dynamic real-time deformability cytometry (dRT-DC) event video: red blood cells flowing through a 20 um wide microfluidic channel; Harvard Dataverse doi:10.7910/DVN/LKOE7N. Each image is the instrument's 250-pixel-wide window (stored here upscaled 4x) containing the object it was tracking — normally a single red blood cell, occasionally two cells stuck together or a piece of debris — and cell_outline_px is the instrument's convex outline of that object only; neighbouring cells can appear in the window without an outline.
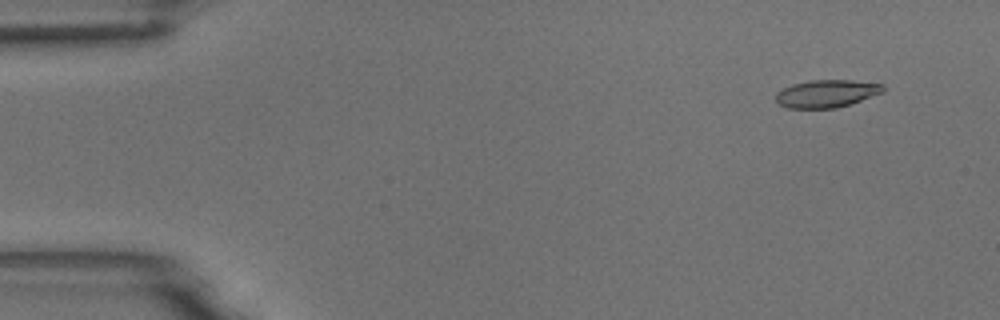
{"species": "common noctule bat (a hibernating species)", "species_latin": "Nyctalus noctula", "temperature_condition": "room temperature", "stored_images_in_passage": 55, "camera_frame_rate_fps": 3000, "um_per_image_px": 0.085, "animal": {"sex": "male", "body_mass_g": 18.8}, "frame": {"image": 1, "passage_image": 5, "time_ms": 1.333, "image_size_px": [1000, 320], "cell_outline_px": [[884, 92], [836, 108], [788, 108], [780, 104], [776, 100], [776, 92], [792, 84], [808, 80], [852, 80], [884, 84]], "centroid_in_image_um": [70.25, 7.94], "position_along_channel_um": 14.7, "area_um2": 17.17}}
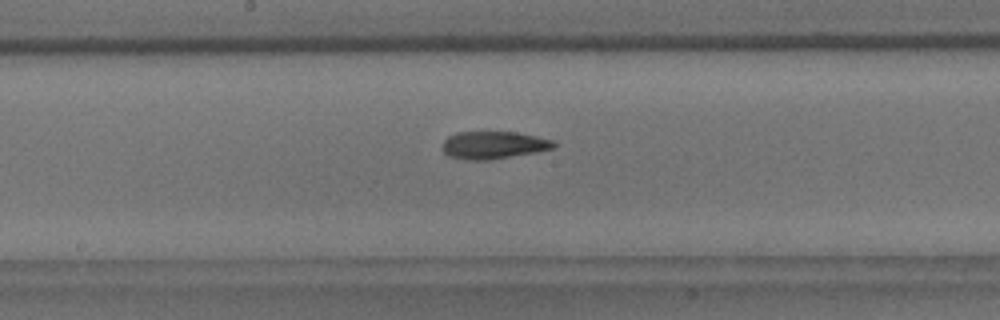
{"frame": {"image": 2, "passage_image": 29, "time_ms": 9.333, "image_size_px": [1000, 320], "cell_outline_px": [[556, 144], [552, 148], [536, 152], [488, 160], [468, 160], [448, 156], [444, 152], [444, 140], [448, 136], [456, 132], [516, 132], [536, 136], [552, 140]], "centroid_in_image_um": [41.93, 12.33], "position_along_channel_um": 206.3, "area_um2": 17.69}}
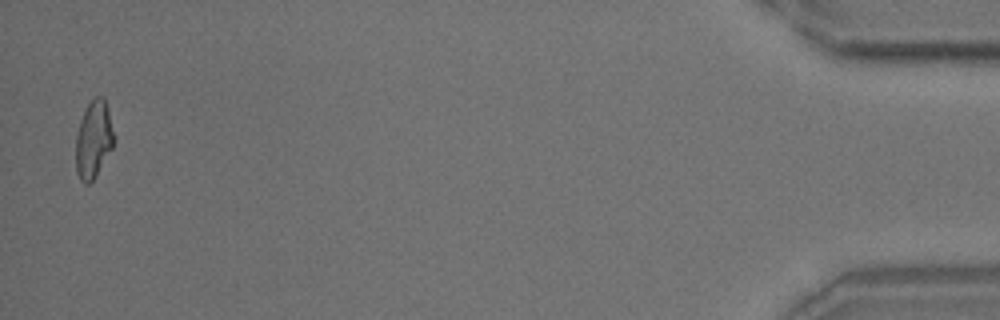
{"frame": {"image": 3, "passage_image": 54, "time_ms": 17.667, "image_size_px": [1000, 320], "cell_outline_px": [[112, 148], [96, 176], [88, 184], [84, 184], [80, 180], [76, 172], [76, 132], [80, 120], [92, 96], [104, 96], [108, 112], [112, 132]], "centroid_in_image_um": [7.91, 11.86], "position_along_channel_um": 427.3, "area_um2": 16.94}, "authors_computed_cell_mechanics": {"area_um2": 17.6868, "velocity_mm_per_s": 3.723, "shape_relaxation_time_tau1_ms": 6.4004, "shape_relaxation_time_tau2_ms": 5.8583, "deformation_change_tau1": 0.1895, "deformation_change_tau2": 0.1269}}